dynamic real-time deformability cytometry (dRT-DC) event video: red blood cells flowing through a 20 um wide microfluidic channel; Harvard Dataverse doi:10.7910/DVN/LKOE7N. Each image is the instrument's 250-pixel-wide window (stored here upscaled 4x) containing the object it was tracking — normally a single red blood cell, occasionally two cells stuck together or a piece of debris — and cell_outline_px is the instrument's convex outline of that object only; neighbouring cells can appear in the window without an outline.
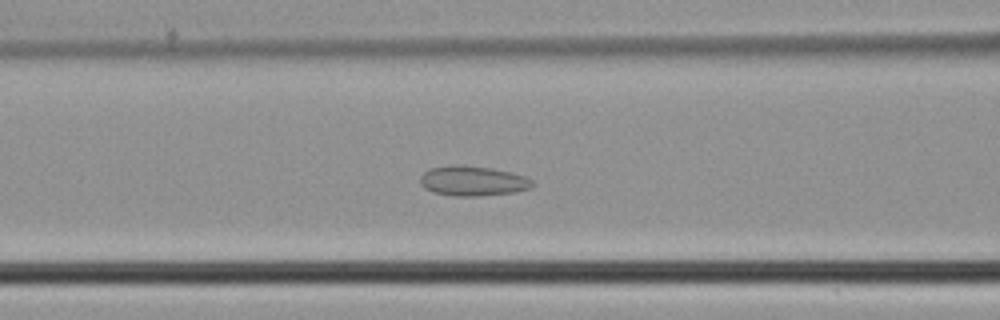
{"species": "common noctule bat (a hibernating species)", "species_latin": "Nyctalus noctula", "temperature_condition": "cold", "stored_images_in_passage": 49, "camera_frame_rate_fps": 3000, "um_per_image_px": 0.085, "animal": {"sex": "male", "body_mass_g": 21.5, "forearm_length_mm": 52.0}, "frame": {"image": 1, "passage_image": 21, "time_ms": 6.667, "image_size_px": [1000, 320], "cell_outline_px": [[536, 184], [532, 188], [512, 192], [480, 196], [456, 196], [432, 192], [424, 188], [420, 184], [420, 176], [428, 168], [460, 164], [492, 168], [524, 176], [532, 180]], "centroid_in_image_um": [40.17, 15.38], "position_along_channel_um": 126.4, "area_um2": 19.65}}
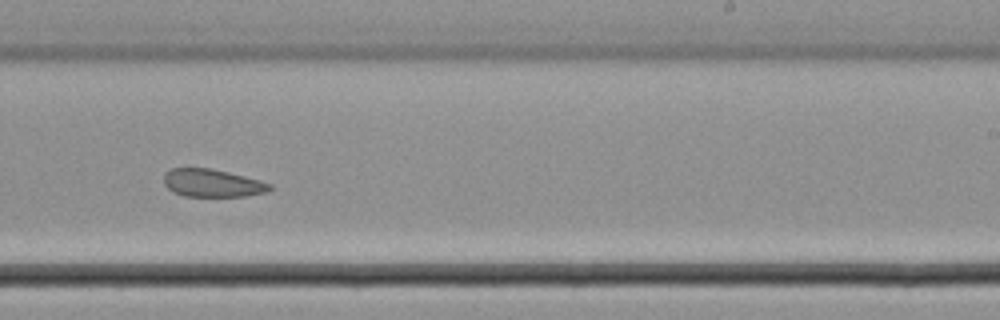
{"frame": {"image": 2, "passage_image": 31, "time_ms": 10.0, "image_size_px": [1000, 320], "cell_outline_px": [[272, 188], [268, 192], [244, 196], [184, 196], [172, 192], [164, 184], [164, 172], [172, 168], [212, 168], [260, 180], [272, 184]], "centroid_in_image_um": [18.04, 15.56], "position_along_channel_um": 271.0, "area_um2": 17.28}}
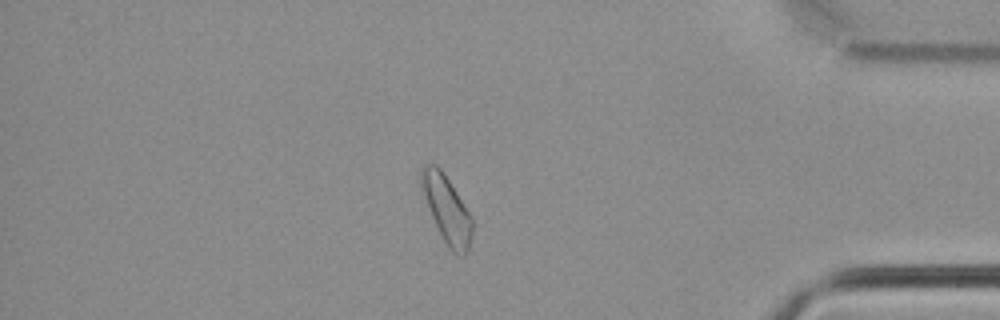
{"frame": {"image": 3, "passage_image": 42, "time_ms": 13.667, "image_size_px": [1000, 320], "cell_outline_px": [[472, 236], [468, 252], [464, 256], [460, 256], [452, 252], [448, 248], [432, 216], [420, 188], [420, 168], [424, 164], [436, 164], [440, 168], [472, 216]], "centroid_in_image_um": [37.97, 17.79], "position_along_channel_um": 397.2, "area_um2": 19.83}}